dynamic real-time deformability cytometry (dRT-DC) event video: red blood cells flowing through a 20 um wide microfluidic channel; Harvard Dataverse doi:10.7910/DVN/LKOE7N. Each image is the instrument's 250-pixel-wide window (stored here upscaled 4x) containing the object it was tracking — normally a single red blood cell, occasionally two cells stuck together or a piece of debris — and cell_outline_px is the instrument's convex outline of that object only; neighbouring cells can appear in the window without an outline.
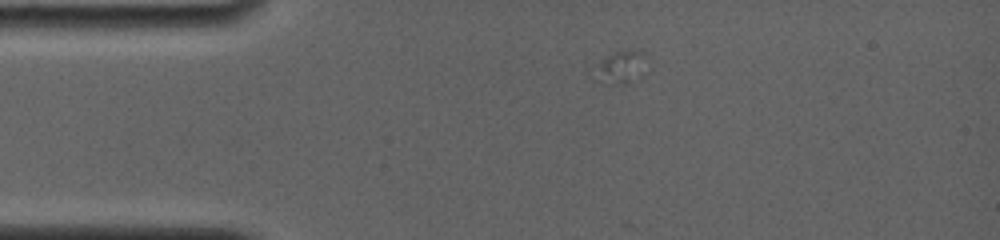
{"species": "common noctule bat (a hibernating species)", "species_latin": "Nyctalus noctula", "temperature_condition": "room temperature", "stored_images_in_passage": 6, "camera_frame_rate_fps": 4000, "um_per_image_px": 0.085, "animal": {"sex": "female", "body_mass_g": 19.0, "forearm_length_mm": 56.7}, "frame": {"image": 1, "passage_image": 3, "time_ms": 1.0, "image_size_px": [1000, 240], "cell_outline_px": [[652, 68], [632, 80], [624, 84], [616, 84], [596, 80], [588, 72], [588, 68], [608, 56], [616, 52], [644, 52], [648, 56]], "centroid_in_image_um": [52.76, 5.73], "position_along_channel_um": 32.2, "area_um2": 10.58}}